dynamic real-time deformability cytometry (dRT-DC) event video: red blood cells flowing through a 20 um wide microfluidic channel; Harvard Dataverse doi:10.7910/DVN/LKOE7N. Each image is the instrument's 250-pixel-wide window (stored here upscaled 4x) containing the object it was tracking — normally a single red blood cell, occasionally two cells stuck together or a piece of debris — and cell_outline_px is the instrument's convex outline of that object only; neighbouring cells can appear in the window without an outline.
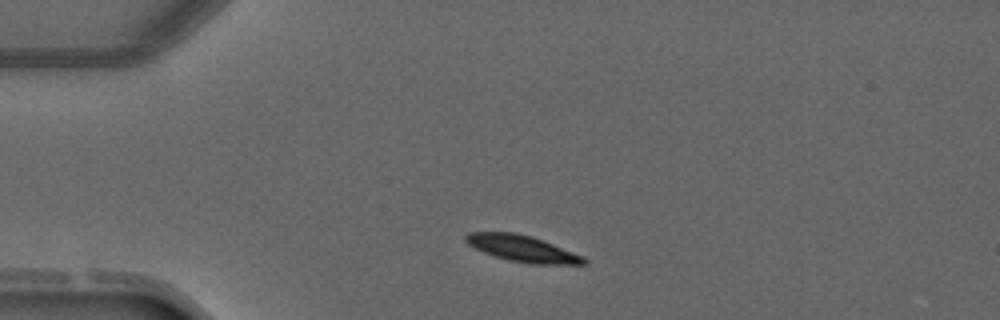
{"species": "common noctule bat (a hibernating species)", "species_latin": "Nyctalus noctula", "temperature_condition": "warm", "stored_images_in_passage": 3, "camera_frame_rate_fps": 3000, "um_per_image_px": 0.085, "animal": {"sex": "male", "forearm_length_mm": 52.5}, "frame": {"image": 1, "passage_image": 1, "time_ms": 0.0, "image_size_px": [1000, 320], "cell_outline_px": [[588, 264], [528, 264], [508, 260], [484, 252], [468, 244], [464, 240], [464, 236], [468, 232], [516, 232], [532, 236], [584, 256], [588, 260]], "centroid_in_image_um": [44.42, 21.12], "position_along_channel_um": 40.6, "area_um2": 18.21}}
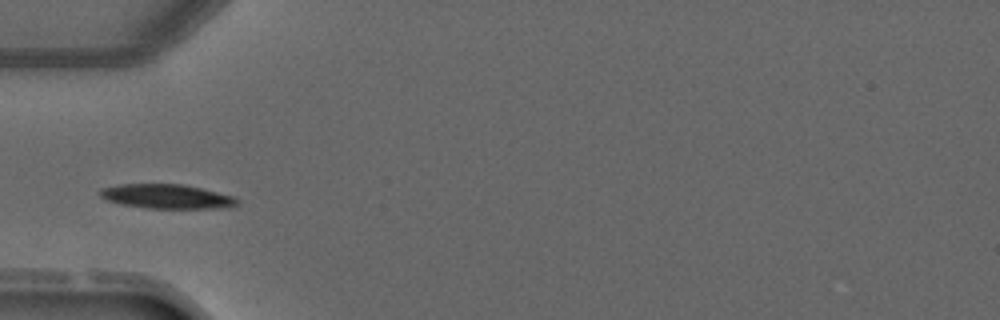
{"frame": {"image": 2, "passage_image": 2, "time_ms": 1.333, "image_size_px": [1000, 320], "cell_outline_px": [[240, 200], [232, 208], [148, 208], [120, 204], [108, 200], [100, 196], [100, 188], [120, 184], [184, 184], [232, 196]], "centroid_in_image_um": [14.18, 16.7], "position_along_channel_um": 70.8, "area_um2": 19.36}}
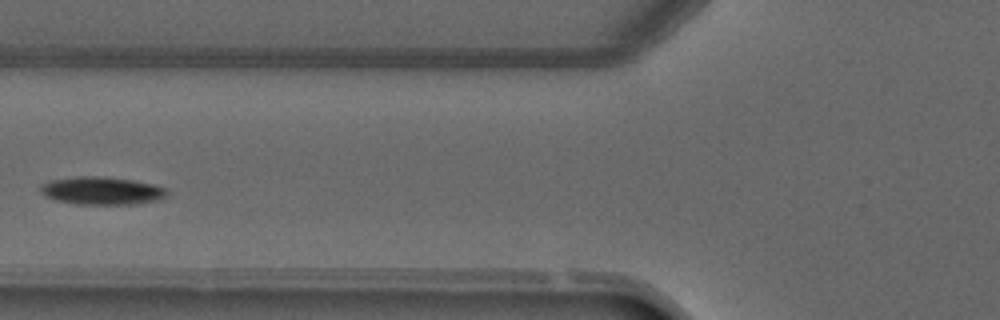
{"frame": {"image": 3, "passage_image": 3, "time_ms": 2.333, "image_size_px": [1000, 320], "cell_outline_px": [[168, 196], [160, 200], [136, 204], [76, 204], [56, 200], [44, 196], [40, 192], [40, 184], [52, 180], [76, 176], [100, 176], [132, 180], [152, 184], [168, 188]], "centroid_in_image_um": [8.67, 16.21], "position_along_channel_um": 117.1, "area_um2": 20.75}}